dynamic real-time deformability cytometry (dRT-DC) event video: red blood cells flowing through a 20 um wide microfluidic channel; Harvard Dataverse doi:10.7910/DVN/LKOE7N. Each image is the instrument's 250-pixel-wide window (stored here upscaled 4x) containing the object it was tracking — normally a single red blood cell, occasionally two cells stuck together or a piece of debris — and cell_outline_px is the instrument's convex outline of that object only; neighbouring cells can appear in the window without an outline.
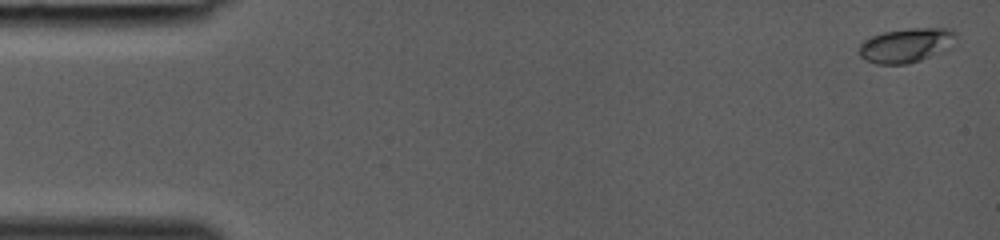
{"species": "common noctule bat (a hibernating species)", "species_latin": "Nyctalus noctula", "temperature_condition": "room temperature", "stored_images_in_passage": 39, "camera_frame_rate_fps": 3000, "um_per_image_px": 0.085, "animal": {"sex": "female", "body_mass_g": 19.0, "forearm_length_mm": 53.3}, "frame": {"image": 1, "passage_image": 1, "time_ms": 0.0, "image_size_px": [1000, 240], "cell_outline_px": [[956, 36], [952, 48], [944, 52], [908, 64], [876, 64], [864, 60], [860, 56], [856, 48], [864, 40], [872, 36], [884, 32], [912, 28], [952, 28], [956, 32]], "centroid_in_image_um": [77.04, 3.86], "position_along_channel_um": 8.0, "area_um2": 19.83}}
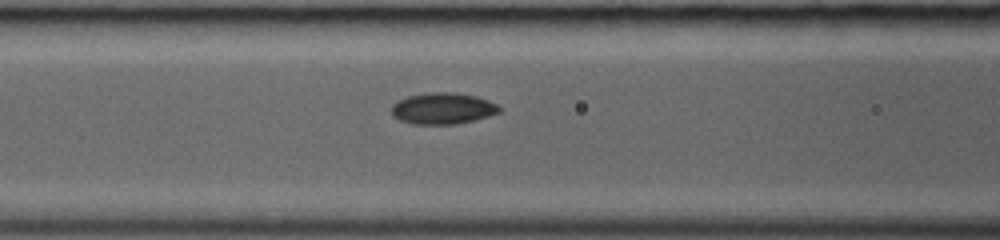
{"frame": {"image": 2, "passage_image": 17, "time_ms": 5.333, "image_size_px": [1000, 240], "cell_outline_px": [[500, 112], [488, 116], [456, 124], [412, 124], [400, 120], [392, 116], [392, 104], [408, 96], [428, 92], [448, 92], [476, 96], [488, 100], [496, 104], [500, 108]], "centroid_in_image_um": [37.61, 9.22], "position_along_channel_um": 129.0, "area_um2": 19.54}}
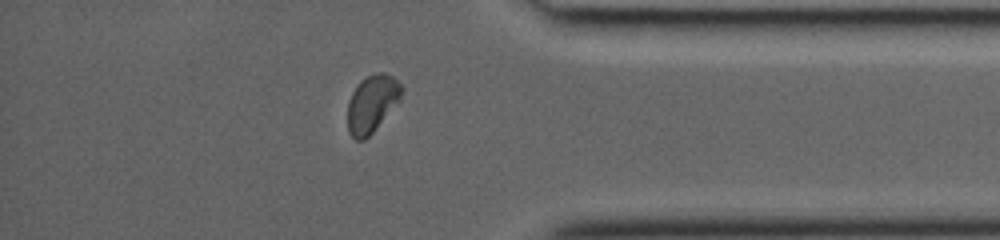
{"frame": {"image": 3, "passage_image": 34, "time_ms": 11.0, "image_size_px": [1000, 240], "cell_outline_px": [[404, 88], [400, 100], [372, 132], [364, 140], [356, 140], [348, 132], [348, 100], [352, 92], [360, 80], [376, 72], [384, 72], [392, 76]], "centroid_in_image_um": [31.61, 8.78], "position_along_channel_um": 403.6, "area_um2": 17.92}}